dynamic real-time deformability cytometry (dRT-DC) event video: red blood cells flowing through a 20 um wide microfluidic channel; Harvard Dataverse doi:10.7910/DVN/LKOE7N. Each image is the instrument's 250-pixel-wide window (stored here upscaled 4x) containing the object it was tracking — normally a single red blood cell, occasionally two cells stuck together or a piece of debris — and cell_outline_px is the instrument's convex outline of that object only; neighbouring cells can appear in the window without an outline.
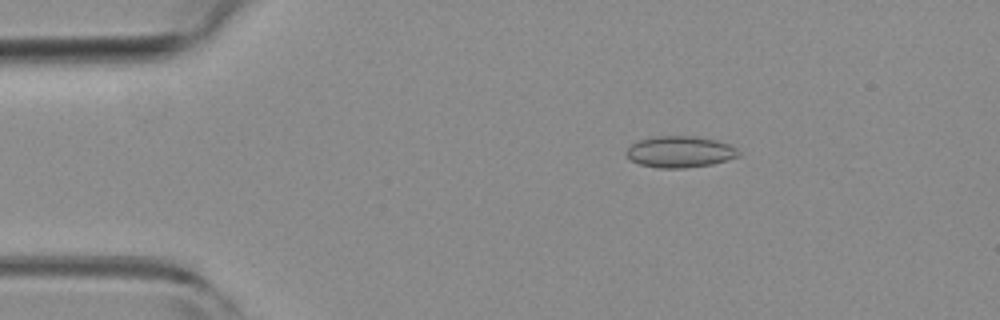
{"species": "common noctule bat (a hibernating species)", "species_latin": "Nyctalus noctula", "temperature_condition": "room temperature", "stored_images_in_passage": 3, "camera_frame_rate_fps": 3000, "um_per_image_px": 0.085, "animal": {"sex": "female", "body_mass_g": 19.3, "forearm_length_mm": 54.1}, "frame": {"image": 1, "passage_image": 2, "time_ms": 0.333, "image_size_px": [1000, 320], "cell_outline_px": [[740, 156], [728, 160], [712, 164], [684, 168], [656, 168], [640, 164], [632, 160], [624, 152], [632, 144], [640, 140], [656, 136], [696, 136], [716, 140], [732, 144], [740, 152]], "centroid_in_image_um": [57.84, 12.9], "position_along_channel_um": 27.2, "area_um2": 20.63}}